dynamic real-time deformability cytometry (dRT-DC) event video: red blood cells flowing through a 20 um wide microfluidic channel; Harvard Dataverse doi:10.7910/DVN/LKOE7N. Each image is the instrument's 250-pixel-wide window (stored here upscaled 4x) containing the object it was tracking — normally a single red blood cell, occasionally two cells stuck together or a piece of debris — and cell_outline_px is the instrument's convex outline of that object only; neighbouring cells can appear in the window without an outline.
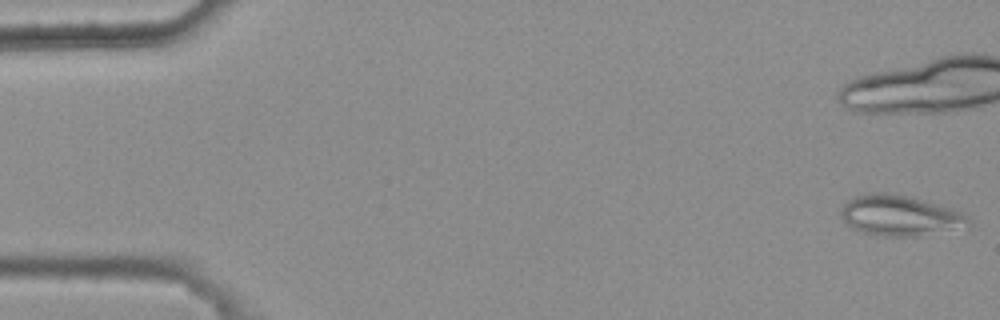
{"species": "common noctule bat (a hibernating species)", "species_latin": "Nyctalus noctula", "temperature_condition": "warm", "stored_images_in_passage": 14, "camera_frame_rate_fps": 3000, "um_per_image_px": 0.085, "animal": {"sex": "female", "body_mass_g": 25.1}, "frame": {"image": 1, "passage_image": 1, "time_ms": 0.0, "image_size_px": [1000, 320], "cell_outline_px": [[972, 220], [968, 228], [920, 236], [880, 236], [864, 232], [852, 228], [844, 220], [840, 212], [840, 208], [848, 200], [856, 196], [872, 192], [884, 192], [912, 196], [960, 212], [968, 216]], "centroid_in_image_um": [76.53, 18.33], "position_along_channel_um": 8.5, "area_um2": 30.35}}